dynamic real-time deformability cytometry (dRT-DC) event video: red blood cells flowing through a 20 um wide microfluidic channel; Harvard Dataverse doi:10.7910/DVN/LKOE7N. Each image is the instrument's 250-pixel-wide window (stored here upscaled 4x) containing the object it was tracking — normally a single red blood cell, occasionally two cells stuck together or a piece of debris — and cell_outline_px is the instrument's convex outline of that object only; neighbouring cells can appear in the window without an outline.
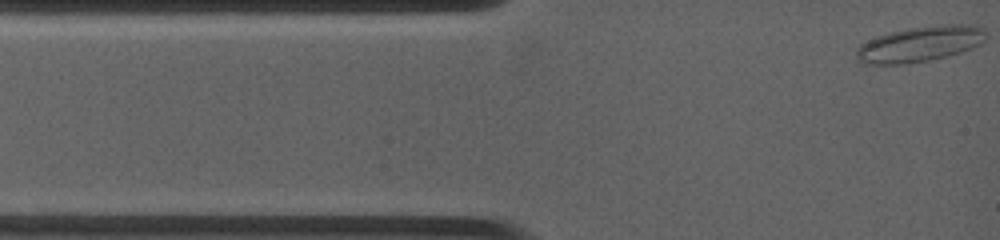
{"species": "common noctule bat (a hibernating species)", "species_latin": "Nyctalus noctula", "temperature_condition": "warm", "stored_images_in_passage": 66, "camera_frame_rate_fps": 4500, "um_per_image_px": 0.085, "animal": {"sex": "female", "body_mass_g": 19.0, "forearm_length_mm": 53.3}, "frame": {"image": 1, "passage_image": 1, "time_ms": 0.0, "image_size_px": [1000, 240], "cell_outline_px": [[984, 40], [968, 48], [944, 56], [924, 60], [900, 64], [876, 64], [860, 60], [856, 56], [856, 52], [864, 44], [880, 36], [896, 32], [924, 28], [976, 28], [984, 32]], "centroid_in_image_um": [78.06, 3.83], "position_along_channel_um": 6.9, "area_um2": 23.52}}
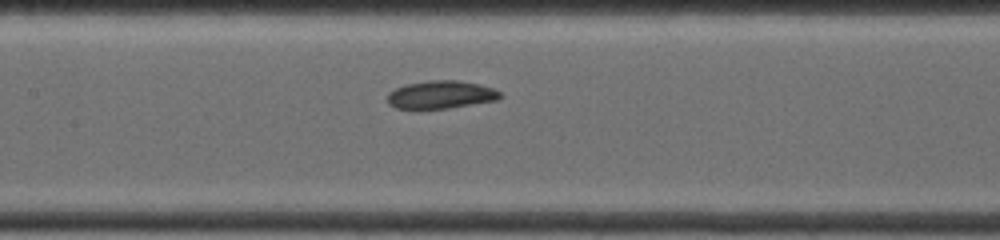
{"frame": {"image": 2, "passage_image": 29, "time_ms": 5.333, "image_size_px": [1000, 240], "cell_outline_px": [[504, 96], [496, 100], [448, 108], [396, 108], [388, 104], [388, 92], [404, 84], [428, 80], [460, 80], [480, 84], [492, 88], [500, 92]], "centroid_in_image_um": [37.48, 8.03], "position_along_channel_um": 169.9, "area_um2": 18.32}}
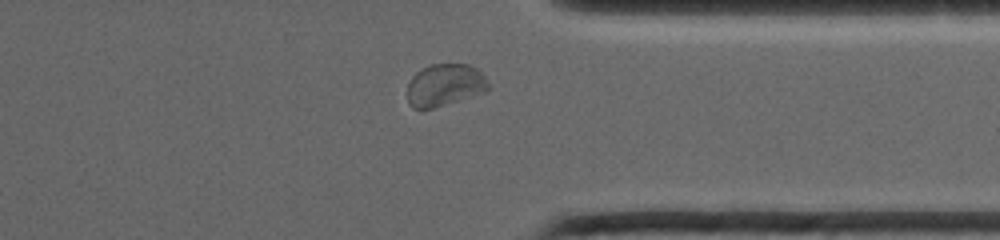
{"frame": {"image": 3, "passage_image": 57, "time_ms": 10.667, "image_size_px": [1000, 240], "cell_outline_px": [[488, 88], [484, 92], [432, 108], [412, 108], [408, 104], [408, 84], [412, 76], [416, 72], [432, 64], [468, 64], [476, 68], [484, 76], [488, 84]], "centroid_in_image_um": [37.78, 7.22], "position_along_channel_um": 373.6, "area_um2": 19.59}, "authors_computed_cell_mechanics": {"area_um2": 19.1896, "velocity_mm_per_s": 3.8738, "shape_relaxation_time_tau1_ms": 7.0525, "shape_relaxation_time_tau2_ms": 1.9843, "deformation_change_tau1": 0.1055, "deformation_change_tau2": 0.0458}}